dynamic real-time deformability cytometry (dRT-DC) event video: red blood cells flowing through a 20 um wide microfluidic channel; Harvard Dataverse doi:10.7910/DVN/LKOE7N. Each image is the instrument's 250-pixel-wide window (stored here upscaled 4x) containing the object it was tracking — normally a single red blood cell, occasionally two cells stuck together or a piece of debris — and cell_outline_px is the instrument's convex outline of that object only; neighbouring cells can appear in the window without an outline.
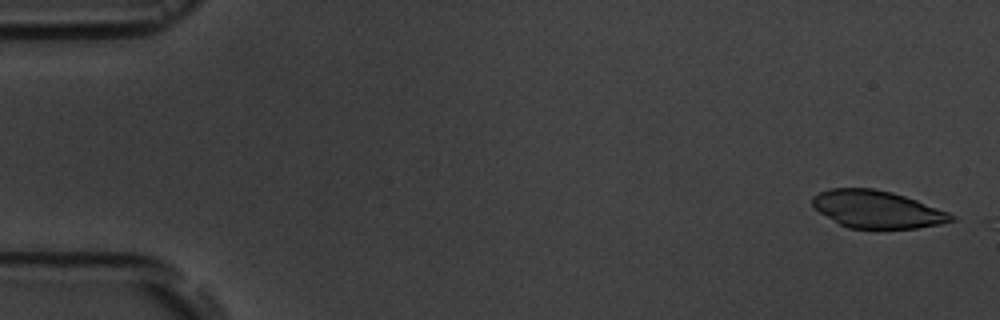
{"species": "common noctule bat (a hibernating species)", "species_latin": "Nyctalus noctula", "temperature_condition": "room temperature", "stored_images_in_passage": 2, "camera_frame_rate_fps": 3000, "um_per_image_px": 0.085, "animal": {"sex": "male", "body_mass_g": 19.5, "forearm_length_mm": 54.6}, "frame": {"image": 1, "passage_image": 1, "time_ms": 0.0, "image_size_px": [1000, 320], "cell_outline_px": [[956, 220], [940, 224], [916, 228], [848, 228], [840, 224], [820, 212], [812, 204], [812, 196], [828, 188], [872, 188], [892, 192], [916, 200], [948, 212], [956, 216]], "centroid_in_image_um": [74.56, 17.79], "position_along_channel_um": 10.4, "area_um2": 30.06}}